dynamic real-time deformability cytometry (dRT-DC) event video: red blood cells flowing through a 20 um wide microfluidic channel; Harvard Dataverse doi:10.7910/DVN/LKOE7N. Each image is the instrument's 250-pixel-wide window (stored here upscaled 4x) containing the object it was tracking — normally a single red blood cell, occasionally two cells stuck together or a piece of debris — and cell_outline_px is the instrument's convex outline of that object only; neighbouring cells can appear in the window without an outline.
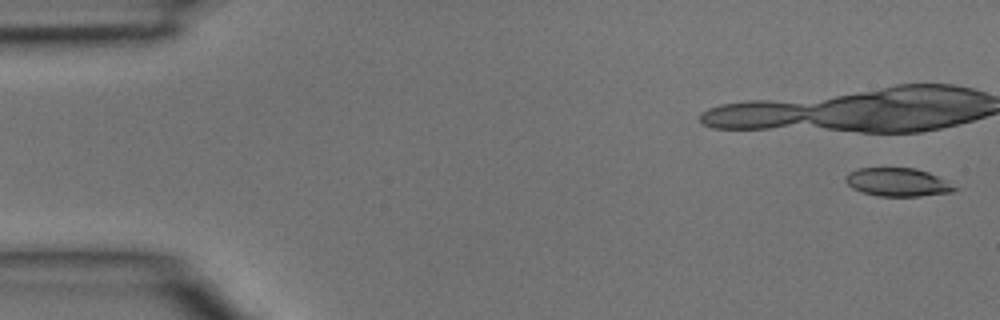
{"species": "common noctule bat (a hibernating species)", "species_latin": "Nyctalus noctula", "temperature_condition": "room temperature", "stored_images_in_passage": 5, "segment_of_instrument_passage": [2, 2], "camera_frame_rate_fps": 3000, "um_per_image_px": 0.085, "animal": {"sex": "male", "body_mass_g": 15.6}, "frame": {"image": 1, "passage_image": 5, "time_ms": 1.333, "image_size_px": [1000, 320], "cell_outline_px": [[956, 188], [952, 192], [920, 196], [880, 196], [864, 192], [852, 188], [844, 180], [844, 176], [848, 172], [860, 168], [916, 168], [928, 172], [944, 180]], "centroid_in_image_um": [76.24, 15.48], "position_along_channel_um": 8.8, "area_um2": 17.74}}